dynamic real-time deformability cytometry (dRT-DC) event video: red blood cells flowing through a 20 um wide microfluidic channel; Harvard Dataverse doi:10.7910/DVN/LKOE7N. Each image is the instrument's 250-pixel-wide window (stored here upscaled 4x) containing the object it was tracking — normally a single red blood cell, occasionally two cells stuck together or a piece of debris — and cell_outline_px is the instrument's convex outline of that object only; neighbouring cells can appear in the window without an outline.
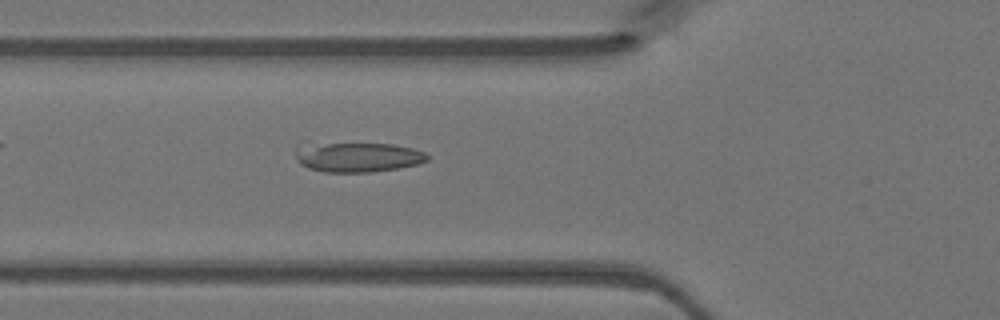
{"species": "Egyptian fruit bat (a non-hibernating species)", "species_latin": "Rousettus aegyptiacus", "temperature_condition": "warm", "stored_images_in_passage": 28, "camera_frame_rate_fps": 3000, "um_per_image_px": 0.085, "animal": {"sex": "female"}, "frame": {"image": 1, "passage_image": 3, "time_ms": 0.667, "image_size_px": [1000, 320], "cell_outline_px": [[428, 160], [416, 164], [396, 168], [372, 172], [324, 172], [308, 168], [300, 164], [296, 156], [296, 144], [300, 140], [304, 140], [392, 144], [412, 148], [424, 152], [428, 156]], "centroid_in_image_um": [30.22, 13.28], "position_along_channel_um": 95.6, "area_um2": 24.04}}
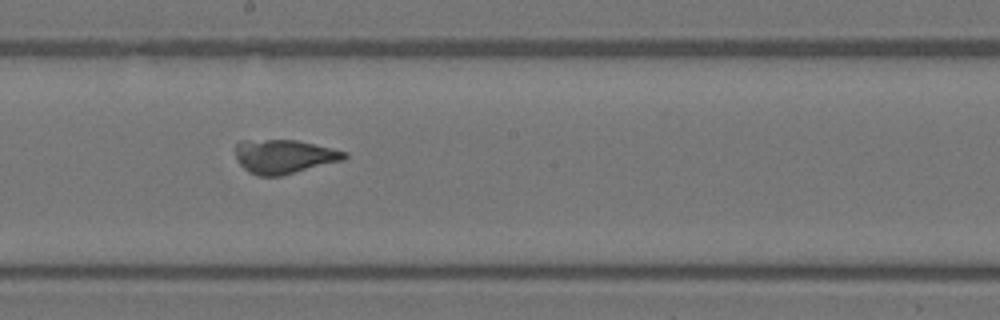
{"frame": {"image": 2, "passage_image": 12, "time_ms": 3.667, "image_size_px": [1000, 320], "cell_outline_px": [[348, 156], [344, 160], [280, 176], [256, 176], [248, 172], [236, 160], [236, 144], [240, 140], [296, 140], [332, 148], [348, 152]], "centroid_in_image_um": [24.14, 13.3], "position_along_channel_um": 224.1, "area_um2": 21.68}}
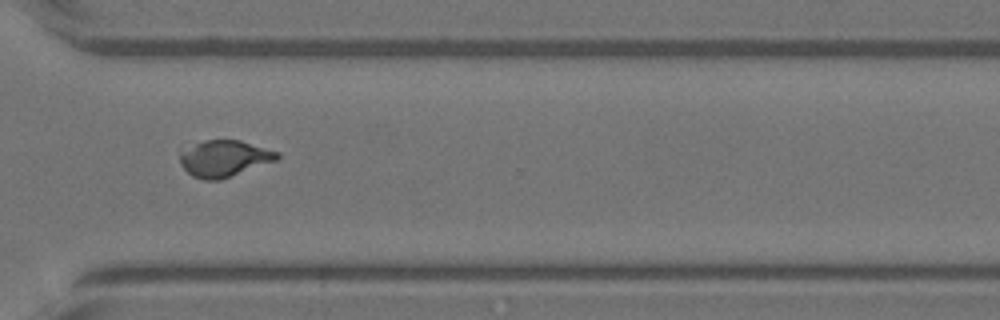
{"frame": {"image": 3, "passage_image": 21, "time_ms": 6.667, "image_size_px": [1000, 320], "cell_outline_px": [[280, 156], [276, 160], [220, 180], [204, 180], [192, 176], [180, 164], [180, 156], [184, 152], [196, 144], [208, 140], [240, 140], [280, 152]], "centroid_in_image_um": [19.1, 13.48], "position_along_channel_um": 351.5, "area_um2": 20.17}}